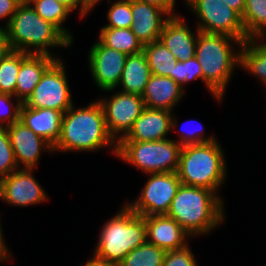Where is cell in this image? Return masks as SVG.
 <instances>
[{
    "mask_svg": "<svg viewBox=\"0 0 266 266\" xmlns=\"http://www.w3.org/2000/svg\"><path fill=\"white\" fill-rule=\"evenodd\" d=\"M186 2V4H187V6L189 7L191 4H192V2H193V0H185ZM170 3L175 7L176 6V0H170Z\"/></svg>",
    "mask_w": 266,
    "mask_h": 266,
    "instance_id": "obj_45",
    "label": "cell"
},
{
    "mask_svg": "<svg viewBox=\"0 0 266 266\" xmlns=\"http://www.w3.org/2000/svg\"><path fill=\"white\" fill-rule=\"evenodd\" d=\"M10 251H0V262L6 261L8 259L11 260V255Z\"/></svg>",
    "mask_w": 266,
    "mask_h": 266,
    "instance_id": "obj_44",
    "label": "cell"
},
{
    "mask_svg": "<svg viewBox=\"0 0 266 266\" xmlns=\"http://www.w3.org/2000/svg\"><path fill=\"white\" fill-rule=\"evenodd\" d=\"M57 2L62 3L66 7H68L72 12L75 11L79 7V17L81 18V4L80 0H56Z\"/></svg>",
    "mask_w": 266,
    "mask_h": 266,
    "instance_id": "obj_41",
    "label": "cell"
},
{
    "mask_svg": "<svg viewBox=\"0 0 266 266\" xmlns=\"http://www.w3.org/2000/svg\"><path fill=\"white\" fill-rule=\"evenodd\" d=\"M24 0H0V19L6 18V29L12 20L13 15L16 13L18 6Z\"/></svg>",
    "mask_w": 266,
    "mask_h": 266,
    "instance_id": "obj_36",
    "label": "cell"
},
{
    "mask_svg": "<svg viewBox=\"0 0 266 266\" xmlns=\"http://www.w3.org/2000/svg\"><path fill=\"white\" fill-rule=\"evenodd\" d=\"M102 0H80L81 4V19L93 10V8Z\"/></svg>",
    "mask_w": 266,
    "mask_h": 266,
    "instance_id": "obj_39",
    "label": "cell"
},
{
    "mask_svg": "<svg viewBox=\"0 0 266 266\" xmlns=\"http://www.w3.org/2000/svg\"><path fill=\"white\" fill-rule=\"evenodd\" d=\"M18 168L34 169L41 152H53V147L20 120L6 127ZM44 150V151H43Z\"/></svg>",
    "mask_w": 266,
    "mask_h": 266,
    "instance_id": "obj_14",
    "label": "cell"
},
{
    "mask_svg": "<svg viewBox=\"0 0 266 266\" xmlns=\"http://www.w3.org/2000/svg\"><path fill=\"white\" fill-rule=\"evenodd\" d=\"M188 245L181 249L166 251L162 266H198Z\"/></svg>",
    "mask_w": 266,
    "mask_h": 266,
    "instance_id": "obj_34",
    "label": "cell"
},
{
    "mask_svg": "<svg viewBox=\"0 0 266 266\" xmlns=\"http://www.w3.org/2000/svg\"><path fill=\"white\" fill-rule=\"evenodd\" d=\"M189 122H191V120L185 121L186 124H188ZM182 130L184 131V133ZM204 135H205V132L203 130V126H201V129L196 128V129H193V130L191 129L188 131L187 129L184 130L183 128H181V135L179 137L180 139H178L179 140L178 143L181 146H185V145L211 143L217 140V138L214 137L213 135L211 136L210 135L204 136Z\"/></svg>",
    "mask_w": 266,
    "mask_h": 266,
    "instance_id": "obj_35",
    "label": "cell"
},
{
    "mask_svg": "<svg viewBox=\"0 0 266 266\" xmlns=\"http://www.w3.org/2000/svg\"><path fill=\"white\" fill-rule=\"evenodd\" d=\"M18 169L6 127H0V180Z\"/></svg>",
    "mask_w": 266,
    "mask_h": 266,
    "instance_id": "obj_32",
    "label": "cell"
},
{
    "mask_svg": "<svg viewBox=\"0 0 266 266\" xmlns=\"http://www.w3.org/2000/svg\"><path fill=\"white\" fill-rule=\"evenodd\" d=\"M191 31L182 16L170 17L165 23L159 41L175 56L178 61H185L195 56L198 29Z\"/></svg>",
    "mask_w": 266,
    "mask_h": 266,
    "instance_id": "obj_18",
    "label": "cell"
},
{
    "mask_svg": "<svg viewBox=\"0 0 266 266\" xmlns=\"http://www.w3.org/2000/svg\"><path fill=\"white\" fill-rule=\"evenodd\" d=\"M108 28H131L133 19L131 0H118L113 2L107 12Z\"/></svg>",
    "mask_w": 266,
    "mask_h": 266,
    "instance_id": "obj_31",
    "label": "cell"
},
{
    "mask_svg": "<svg viewBox=\"0 0 266 266\" xmlns=\"http://www.w3.org/2000/svg\"><path fill=\"white\" fill-rule=\"evenodd\" d=\"M233 44L238 46L237 53L233 50ZM241 45L240 40L228 35L207 34L198 30L195 57L201 65L205 87L218 102L222 101L235 67H240Z\"/></svg>",
    "mask_w": 266,
    "mask_h": 266,
    "instance_id": "obj_3",
    "label": "cell"
},
{
    "mask_svg": "<svg viewBox=\"0 0 266 266\" xmlns=\"http://www.w3.org/2000/svg\"><path fill=\"white\" fill-rule=\"evenodd\" d=\"M11 50L53 56L50 48L71 47V42L51 23L41 18L24 0L7 27Z\"/></svg>",
    "mask_w": 266,
    "mask_h": 266,
    "instance_id": "obj_4",
    "label": "cell"
},
{
    "mask_svg": "<svg viewBox=\"0 0 266 266\" xmlns=\"http://www.w3.org/2000/svg\"><path fill=\"white\" fill-rule=\"evenodd\" d=\"M261 42V39H249L242 43L240 67L258 77L266 88V42Z\"/></svg>",
    "mask_w": 266,
    "mask_h": 266,
    "instance_id": "obj_23",
    "label": "cell"
},
{
    "mask_svg": "<svg viewBox=\"0 0 266 266\" xmlns=\"http://www.w3.org/2000/svg\"><path fill=\"white\" fill-rule=\"evenodd\" d=\"M63 64V60L57 59L44 72L24 105L31 108L54 109L62 113L74 105Z\"/></svg>",
    "mask_w": 266,
    "mask_h": 266,
    "instance_id": "obj_10",
    "label": "cell"
},
{
    "mask_svg": "<svg viewBox=\"0 0 266 266\" xmlns=\"http://www.w3.org/2000/svg\"><path fill=\"white\" fill-rule=\"evenodd\" d=\"M166 251L145 241L126 255L118 266H162Z\"/></svg>",
    "mask_w": 266,
    "mask_h": 266,
    "instance_id": "obj_28",
    "label": "cell"
},
{
    "mask_svg": "<svg viewBox=\"0 0 266 266\" xmlns=\"http://www.w3.org/2000/svg\"><path fill=\"white\" fill-rule=\"evenodd\" d=\"M170 78L185 90V84L192 80L200 79L203 82L201 65L195 56L185 61H178L174 66L173 73H170Z\"/></svg>",
    "mask_w": 266,
    "mask_h": 266,
    "instance_id": "obj_30",
    "label": "cell"
},
{
    "mask_svg": "<svg viewBox=\"0 0 266 266\" xmlns=\"http://www.w3.org/2000/svg\"><path fill=\"white\" fill-rule=\"evenodd\" d=\"M152 73L145 53L128 55L118 86L121 92L143 94Z\"/></svg>",
    "mask_w": 266,
    "mask_h": 266,
    "instance_id": "obj_22",
    "label": "cell"
},
{
    "mask_svg": "<svg viewBox=\"0 0 266 266\" xmlns=\"http://www.w3.org/2000/svg\"><path fill=\"white\" fill-rule=\"evenodd\" d=\"M146 241L165 251L184 248L191 236L167 215L146 216Z\"/></svg>",
    "mask_w": 266,
    "mask_h": 266,
    "instance_id": "obj_17",
    "label": "cell"
},
{
    "mask_svg": "<svg viewBox=\"0 0 266 266\" xmlns=\"http://www.w3.org/2000/svg\"><path fill=\"white\" fill-rule=\"evenodd\" d=\"M80 266H83L82 263L80 264ZM84 266H118L116 264L113 263H108V262H104V261H100L98 259H96L95 257H91Z\"/></svg>",
    "mask_w": 266,
    "mask_h": 266,
    "instance_id": "obj_42",
    "label": "cell"
},
{
    "mask_svg": "<svg viewBox=\"0 0 266 266\" xmlns=\"http://www.w3.org/2000/svg\"><path fill=\"white\" fill-rule=\"evenodd\" d=\"M12 98L17 100L16 104L12 103ZM22 104L15 96L0 94V127H8L20 120Z\"/></svg>",
    "mask_w": 266,
    "mask_h": 266,
    "instance_id": "obj_33",
    "label": "cell"
},
{
    "mask_svg": "<svg viewBox=\"0 0 266 266\" xmlns=\"http://www.w3.org/2000/svg\"><path fill=\"white\" fill-rule=\"evenodd\" d=\"M148 4L155 5L162 10L166 11L171 17L177 16L174 13L175 7L170 3V0H139Z\"/></svg>",
    "mask_w": 266,
    "mask_h": 266,
    "instance_id": "obj_38",
    "label": "cell"
},
{
    "mask_svg": "<svg viewBox=\"0 0 266 266\" xmlns=\"http://www.w3.org/2000/svg\"><path fill=\"white\" fill-rule=\"evenodd\" d=\"M63 114L54 109L31 108L22 104L20 121L54 147L61 134Z\"/></svg>",
    "mask_w": 266,
    "mask_h": 266,
    "instance_id": "obj_19",
    "label": "cell"
},
{
    "mask_svg": "<svg viewBox=\"0 0 266 266\" xmlns=\"http://www.w3.org/2000/svg\"><path fill=\"white\" fill-rule=\"evenodd\" d=\"M131 11V30L142 45L158 41L165 23L171 17L161 8L139 0H131Z\"/></svg>",
    "mask_w": 266,
    "mask_h": 266,
    "instance_id": "obj_16",
    "label": "cell"
},
{
    "mask_svg": "<svg viewBox=\"0 0 266 266\" xmlns=\"http://www.w3.org/2000/svg\"><path fill=\"white\" fill-rule=\"evenodd\" d=\"M33 170L18 168L0 180V199L10 206H32L45 202L46 191L33 176Z\"/></svg>",
    "mask_w": 266,
    "mask_h": 266,
    "instance_id": "obj_13",
    "label": "cell"
},
{
    "mask_svg": "<svg viewBox=\"0 0 266 266\" xmlns=\"http://www.w3.org/2000/svg\"><path fill=\"white\" fill-rule=\"evenodd\" d=\"M110 97L98 99V101L104 111L107 130L118 143L131 130L145 105L142 96L138 94L118 91Z\"/></svg>",
    "mask_w": 266,
    "mask_h": 266,
    "instance_id": "obj_11",
    "label": "cell"
},
{
    "mask_svg": "<svg viewBox=\"0 0 266 266\" xmlns=\"http://www.w3.org/2000/svg\"><path fill=\"white\" fill-rule=\"evenodd\" d=\"M230 8L237 11L241 16L243 15L246 0H223Z\"/></svg>",
    "mask_w": 266,
    "mask_h": 266,
    "instance_id": "obj_40",
    "label": "cell"
},
{
    "mask_svg": "<svg viewBox=\"0 0 266 266\" xmlns=\"http://www.w3.org/2000/svg\"><path fill=\"white\" fill-rule=\"evenodd\" d=\"M224 155L218 140L182 146L177 171L181 184L204 187L218 194L227 176Z\"/></svg>",
    "mask_w": 266,
    "mask_h": 266,
    "instance_id": "obj_6",
    "label": "cell"
},
{
    "mask_svg": "<svg viewBox=\"0 0 266 266\" xmlns=\"http://www.w3.org/2000/svg\"><path fill=\"white\" fill-rule=\"evenodd\" d=\"M98 39L105 46L126 55L138 54L143 51L142 43L137 39L131 28L102 27Z\"/></svg>",
    "mask_w": 266,
    "mask_h": 266,
    "instance_id": "obj_24",
    "label": "cell"
},
{
    "mask_svg": "<svg viewBox=\"0 0 266 266\" xmlns=\"http://www.w3.org/2000/svg\"><path fill=\"white\" fill-rule=\"evenodd\" d=\"M242 22L248 39L266 40V0H246Z\"/></svg>",
    "mask_w": 266,
    "mask_h": 266,
    "instance_id": "obj_25",
    "label": "cell"
},
{
    "mask_svg": "<svg viewBox=\"0 0 266 266\" xmlns=\"http://www.w3.org/2000/svg\"><path fill=\"white\" fill-rule=\"evenodd\" d=\"M177 122L173 112L145 107L135 120L131 130L120 141L164 140L167 139L166 136L170 131L177 128Z\"/></svg>",
    "mask_w": 266,
    "mask_h": 266,
    "instance_id": "obj_15",
    "label": "cell"
},
{
    "mask_svg": "<svg viewBox=\"0 0 266 266\" xmlns=\"http://www.w3.org/2000/svg\"><path fill=\"white\" fill-rule=\"evenodd\" d=\"M128 55L105 46L100 40L90 48L88 66L94 83L105 92L118 87Z\"/></svg>",
    "mask_w": 266,
    "mask_h": 266,
    "instance_id": "obj_12",
    "label": "cell"
},
{
    "mask_svg": "<svg viewBox=\"0 0 266 266\" xmlns=\"http://www.w3.org/2000/svg\"><path fill=\"white\" fill-rule=\"evenodd\" d=\"M189 9L199 18L197 29L207 34H223L244 43L245 35L242 16L223 0H193Z\"/></svg>",
    "mask_w": 266,
    "mask_h": 266,
    "instance_id": "obj_8",
    "label": "cell"
},
{
    "mask_svg": "<svg viewBox=\"0 0 266 266\" xmlns=\"http://www.w3.org/2000/svg\"><path fill=\"white\" fill-rule=\"evenodd\" d=\"M151 73L157 76L170 77L178 60L159 40L143 45Z\"/></svg>",
    "mask_w": 266,
    "mask_h": 266,
    "instance_id": "obj_26",
    "label": "cell"
},
{
    "mask_svg": "<svg viewBox=\"0 0 266 266\" xmlns=\"http://www.w3.org/2000/svg\"><path fill=\"white\" fill-rule=\"evenodd\" d=\"M59 58L45 54L22 52V63L17 76L14 96L24 103L40 82L44 72Z\"/></svg>",
    "mask_w": 266,
    "mask_h": 266,
    "instance_id": "obj_20",
    "label": "cell"
},
{
    "mask_svg": "<svg viewBox=\"0 0 266 266\" xmlns=\"http://www.w3.org/2000/svg\"><path fill=\"white\" fill-rule=\"evenodd\" d=\"M22 63V52L11 50L0 59V94L14 96L17 76Z\"/></svg>",
    "mask_w": 266,
    "mask_h": 266,
    "instance_id": "obj_29",
    "label": "cell"
},
{
    "mask_svg": "<svg viewBox=\"0 0 266 266\" xmlns=\"http://www.w3.org/2000/svg\"><path fill=\"white\" fill-rule=\"evenodd\" d=\"M98 238L93 257L119 265L128 253L146 241L145 218L124 204L105 222Z\"/></svg>",
    "mask_w": 266,
    "mask_h": 266,
    "instance_id": "obj_5",
    "label": "cell"
},
{
    "mask_svg": "<svg viewBox=\"0 0 266 266\" xmlns=\"http://www.w3.org/2000/svg\"><path fill=\"white\" fill-rule=\"evenodd\" d=\"M219 194L204 187L180 185L168 213L192 237L209 234L225 219Z\"/></svg>",
    "mask_w": 266,
    "mask_h": 266,
    "instance_id": "obj_2",
    "label": "cell"
},
{
    "mask_svg": "<svg viewBox=\"0 0 266 266\" xmlns=\"http://www.w3.org/2000/svg\"><path fill=\"white\" fill-rule=\"evenodd\" d=\"M184 89L172 78L151 75L142 94L146 108L163 109L173 112L184 96Z\"/></svg>",
    "mask_w": 266,
    "mask_h": 266,
    "instance_id": "obj_21",
    "label": "cell"
},
{
    "mask_svg": "<svg viewBox=\"0 0 266 266\" xmlns=\"http://www.w3.org/2000/svg\"><path fill=\"white\" fill-rule=\"evenodd\" d=\"M182 146L169 138L160 141H119L116 157L145 174L177 172Z\"/></svg>",
    "mask_w": 266,
    "mask_h": 266,
    "instance_id": "obj_7",
    "label": "cell"
},
{
    "mask_svg": "<svg viewBox=\"0 0 266 266\" xmlns=\"http://www.w3.org/2000/svg\"><path fill=\"white\" fill-rule=\"evenodd\" d=\"M1 223V221H0ZM2 226L0 224V251H8L9 249L7 248V245L6 243L4 242V239H3V234H2Z\"/></svg>",
    "mask_w": 266,
    "mask_h": 266,
    "instance_id": "obj_43",
    "label": "cell"
},
{
    "mask_svg": "<svg viewBox=\"0 0 266 266\" xmlns=\"http://www.w3.org/2000/svg\"><path fill=\"white\" fill-rule=\"evenodd\" d=\"M31 6L35 9L37 14L53 24L71 43H73V36L70 31L63 27L64 21L68 19V15L72 11L56 0H27Z\"/></svg>",
    "mask_w": 266,
    "mask_h": 266,
    "instance_id": "obj_27",
    "label": "cell"
},
{
    "mask_svg": "<svg viewBox=\"0 0 266 266\" xmlns=\"http://www.w3.org/2000/svg\"><path fill=\"white\" fill-rule=\"evenodd\" d=\"M105 147L112 148L116 156L117 143L107 130L104 111L98 100L79 109L73 105L63 114L61 134L53 152H94Z\"/></svg>",
    "mask_w": 266,
    "mask_h": 266,
    "instance_id": "obj_1",
    "label": "cell"
},
{
    "mask_svg": "<svg viewBox=\"0 0 266 266\" xmlns=\"http://www.w3.org/2000/svg\"><path fill=\"white\" fill-rule=\"evenodd\" d=\"M147 175H150L149 180L140 190L137 200L125 204L137 215L144 217L166 215L181 185L178 174L163 172Z\"/></svg>",
    "mask_w": 266,
    "mask_h": 266,
    "instance_id": "obj_9",
    "label": "cell"
},
{
    "mask_svg": "<svg viewBox=\"0 0 266 266\" xmlns=\"http://www.w3.org/2000/svg\"><path fill=\"white\" fill-rule=\"evenodd\" d=\"M11 51L9 44L8 31L2 25L0 26V59L5 57Z\"/></svg>",
    "mask_w": 266,
    "mask_h": 266,
    "instance_id": "obj_37",
    "label": "cell"
}]
</instances>
